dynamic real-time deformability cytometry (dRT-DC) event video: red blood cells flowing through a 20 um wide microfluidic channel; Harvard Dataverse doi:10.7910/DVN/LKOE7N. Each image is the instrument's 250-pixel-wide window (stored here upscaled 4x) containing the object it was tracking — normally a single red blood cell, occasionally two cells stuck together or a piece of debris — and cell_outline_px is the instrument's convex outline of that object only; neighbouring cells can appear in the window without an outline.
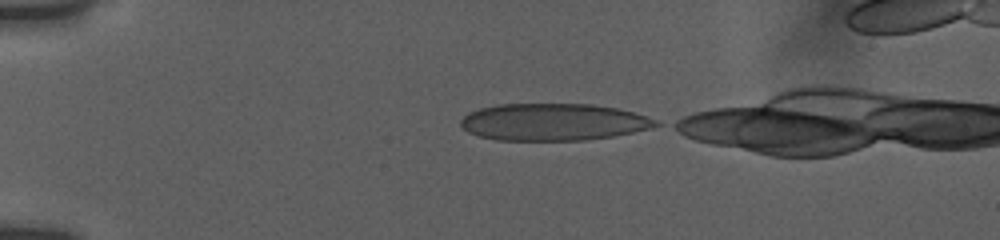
{"species": "human", "species_latin": "Homo sapiens", "temperature_condition": "room temperature", "stored_images_in_passage": 46, "camera_frame_rate_fps": 3000, "um_per_image_px": 0.085, "donor": {"sex": "female"}, "frame": {"image": 1, "passage_image": 1, "time_ms": 0.0, "image_size_px": [1000, 240], "cell_outline_px": [[660, 124], [648, 128], [632, 132], [612, 136], [584, 140], [496, 140], [480, 136], [468, 132], [460, 124], [460, 120], [468, 112], [480, 108], [496, 104], [592, 104], [616, 108], [632, 112], [656, 120]], "centroid_in_image_um": [46.97, 10.36], "position_along_channel_um": 38.0, "area_um2": 41.85}}
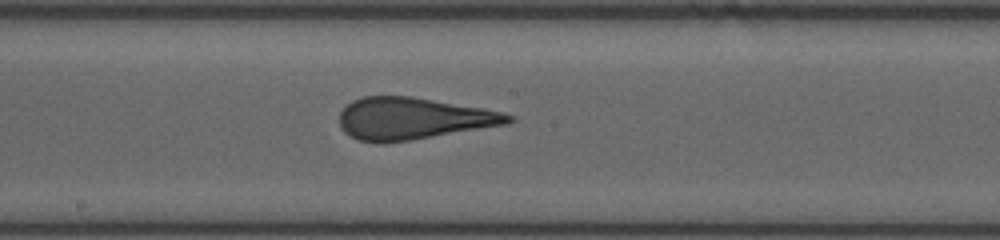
{"frame": {"image": 2, "passage_image": 29, "time_ms": 6.0, "image_size_px": [1000, 240], "cell_outline_px": [[516, 120], [508, 124], [412, 140], [356, 140], [344, 132], [340, 124], [340, 112], [352, 100], [364, 96], [412, 96], [484, 108], [516, 116]], "centroid_in_image_um": [35.17, 10.04], "position_along_channel_um": 213.0, "area_um2": 40.81}}
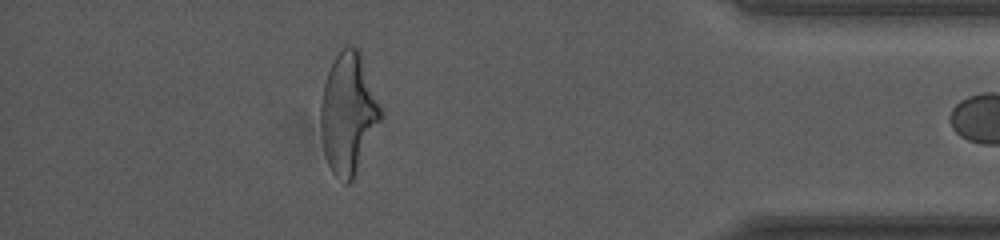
{"frame": {"image": 3, "passage_image": 45, "time_ms": 12.0, "image_size_px": [1000, 240], "cell_outline_px": [[384, 116], [352, 180], [348, 184], [344, 184], [332, 172], [328, 164], [324, 152], [320, 128], [320, 104], [324, 84], [328, 72], [336, 56], [348, 44], [360, 48], [384, 112]], "centroid_in_image_um": [29.63, 9.62], "position_along_channel_um": 405.6, "area_um2": 42.83}, "authors_computed_cell_mechanics": {"area_um2": 41.8183, "velocity_mm_per_s": 3.7958, "shape_relaxation_time_tau1_ms": 6.9904, "shape_relaxation_time_tau2_ms": 0.8417, "deformation_change_tau1": 0.2295, "deformation_change_tau2": 0.1071}}